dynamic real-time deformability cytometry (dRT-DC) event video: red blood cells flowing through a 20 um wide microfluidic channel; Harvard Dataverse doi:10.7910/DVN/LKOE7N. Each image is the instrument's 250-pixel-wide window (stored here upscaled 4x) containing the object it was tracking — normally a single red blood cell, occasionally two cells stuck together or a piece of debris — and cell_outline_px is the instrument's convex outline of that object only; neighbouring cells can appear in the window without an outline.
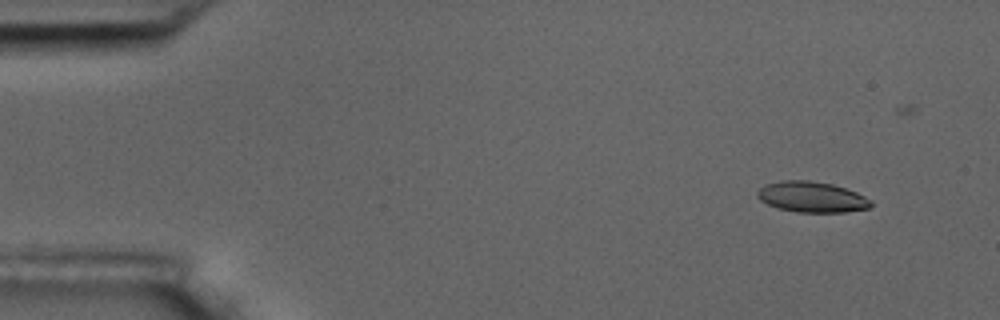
{"species": "common noctule bat (a hibernating species)", "species_latin": "Nyctalus noctula", "temperature_condition": "room temperature", "stored_images_in_passage": 6, "camera_frame_rate_fps": 3000, "um_per_image_px": 0.085, "animal": {"sex": "male", "body_mass_g": 17.5, "forearm_length_mm": 52.3}, "frame": {"image": 1, "passage_image": 1, "time_ms": 0.0, "image_size_px": [1000, 320], "cell_outline_px": [[872, 204], [868, 208], [844, 212], [796, 212], [776, 208], [760, 200], [756, 196], [756, 192], [764, 184], [780, 180], [808, 180], [832, 184], [856, 192], [872, 200]], "centroid_in_image_um": [68.96, 16.74], "position_along_channel_um": 16.0, "area_um2": 20.4}}
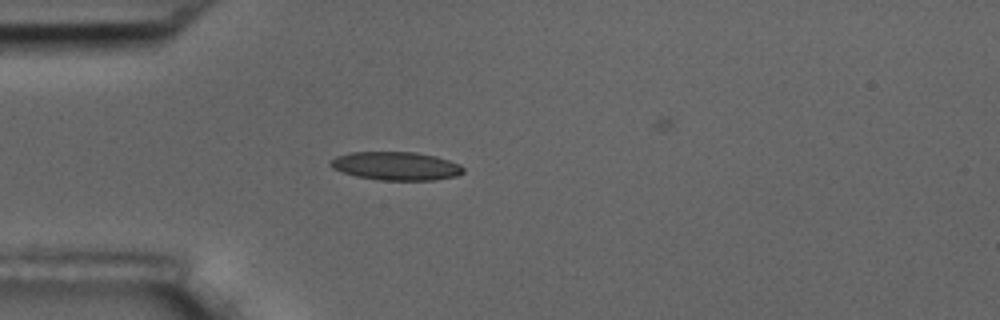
{"frame": {"image": 2, "passage_image": 4, "time_ms": 3.667, "image_size_px": [1000, 320], "cell_outline_px": [[464, 172], [456, 176], [432, 180], [380, 180], [356, 176], [332, 168], [328, 164], [328, 160], [336, 156], [352, 152], [416, 152], [436, 156], [460, 164], [464, 168]], "centroid_in_image_um": [33.64, 14.1], "position_along_channel_um": 51.4, "area_um2": 22.02}}